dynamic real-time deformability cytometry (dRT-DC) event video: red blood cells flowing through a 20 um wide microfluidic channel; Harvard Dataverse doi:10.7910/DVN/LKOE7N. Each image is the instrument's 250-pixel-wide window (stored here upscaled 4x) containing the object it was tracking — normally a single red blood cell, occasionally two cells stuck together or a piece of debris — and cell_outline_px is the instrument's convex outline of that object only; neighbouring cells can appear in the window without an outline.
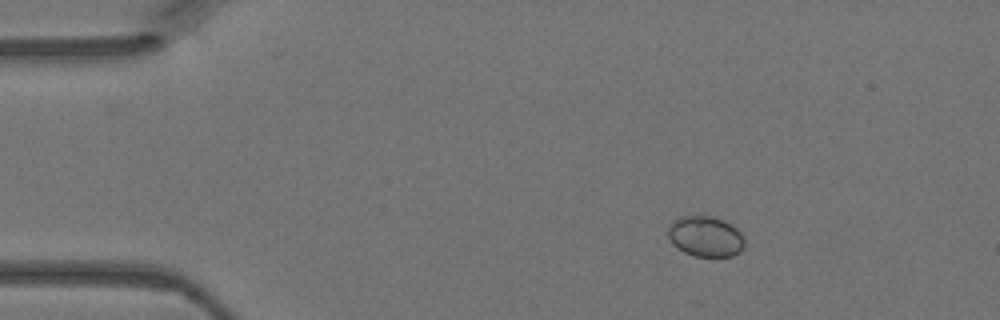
{"species": "Egyptian fruit bat (a non-hibernating species)", "species_latin": "Rousettus aegyptiacus", "temperature_condition": "warm", "stored_images_in_passage": 41, "camera_frame_rate_fps": 3000, "um_per_image_px": 0.085, "animal": {"sex": "female"}, "frame": {"image": 1, "passage_image": 1, "time_ms": 0.0, "image_size_px": [1000, 320], "cell_outline_px": [[744, 248], [740, 252], [732, 256], [692, 256], [676, 248], [672, 244], [668, 236], [668, 224], [672, 220], [680, 216], [712, 216], [724, 220], [732, 224], [744, 236]], "centroid_in_image_um": [59.95, 20.09], "position_along_channel_um": 25.0, "area_um2": 18.44}}
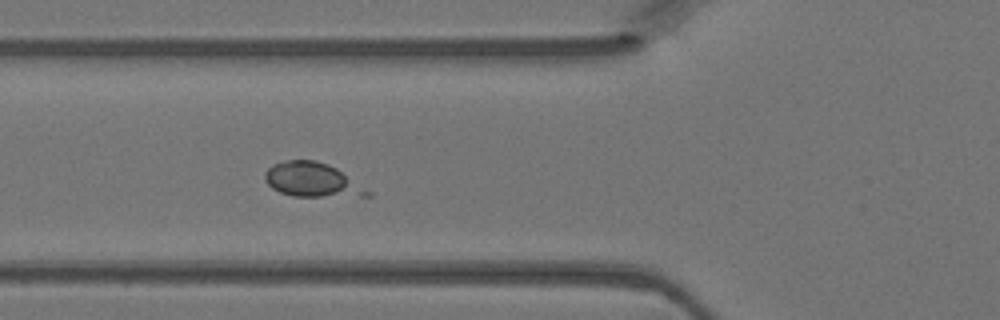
{"frame": {"image": 2, "passage_image": 11, "time_ms": 3.333, "image_size_px": [1000, 320], "cell_outline_px": [[372, 196], [292, 196], [280, 192], [272, 188], [264, 180], [264, 172], [272, 164], [288, 160], [316, 160], [328, 164], [336, 168], [372, 192]], "centroid_in_image_um": [26.52, 15.29], "position_along_channel_um": 99.3, "area_um2": 20.46}}
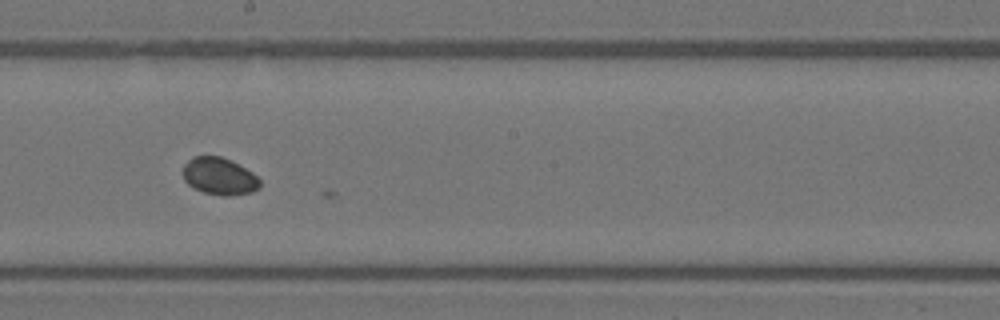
{"frame": {"image": 3, "passage_image": 20, "time_ms": 6.333, "image_size_px": [1000, 320], "cell_outline_px": [[260, 188], [252, 192], [232, 196], [224, 196], [204, 192], [188, 184], [184, 180], [180, 172], [184, 164], [192, 156], [220, 156], [232, 160], [252, 172], [260, 180]], "centroid_in_image_um": [18.62, 14.97], "position_along_channel_um": 229.6, "area_um2": 16.94}}